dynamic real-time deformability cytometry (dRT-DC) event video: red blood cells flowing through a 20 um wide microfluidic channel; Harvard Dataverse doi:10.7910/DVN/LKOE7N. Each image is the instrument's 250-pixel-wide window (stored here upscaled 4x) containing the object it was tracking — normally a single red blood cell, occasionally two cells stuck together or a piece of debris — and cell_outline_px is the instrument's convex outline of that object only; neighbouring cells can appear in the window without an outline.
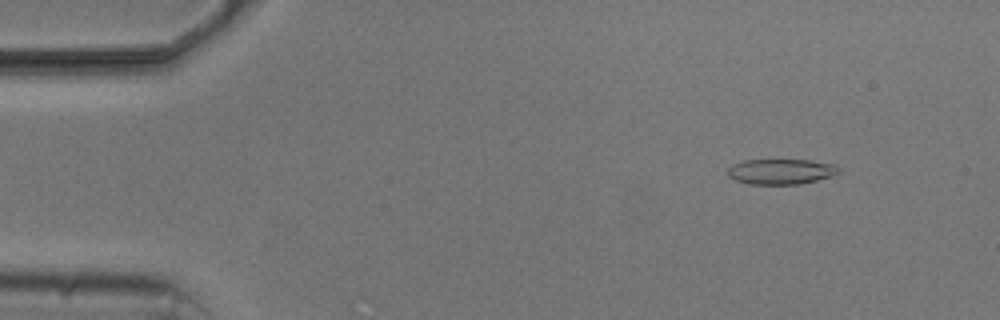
{"species": "common noctule bat (a hibernating species)", "species_latin": "Nyctalus noctula", "temperature_condition": "cold", "stored_images_in_passage": 3, "camera_frame_rate_fps": 3000, "um_per_image_px": 0.085, "animal": {"sex": "male", "body_mass_g": 20.5, "forearm_length_mm": 52.5}, "frame": {"image": 1, "passage_image": 2, "time_ms": 1.0, "image_size_px": [1000, 320], "cell_outline_px": [[840, 172], [832, 176], [816, 180], [796, 184], [748, 184], [736, 180], [728, 176], [728, 168], [732, 164], [744, 160], [808, 160], [836, 164], [840, 168]], "centroid_in_image_um": [66.39, 14.57], "position_along_channel_um": 18.6, "area_um2": 16.42}}